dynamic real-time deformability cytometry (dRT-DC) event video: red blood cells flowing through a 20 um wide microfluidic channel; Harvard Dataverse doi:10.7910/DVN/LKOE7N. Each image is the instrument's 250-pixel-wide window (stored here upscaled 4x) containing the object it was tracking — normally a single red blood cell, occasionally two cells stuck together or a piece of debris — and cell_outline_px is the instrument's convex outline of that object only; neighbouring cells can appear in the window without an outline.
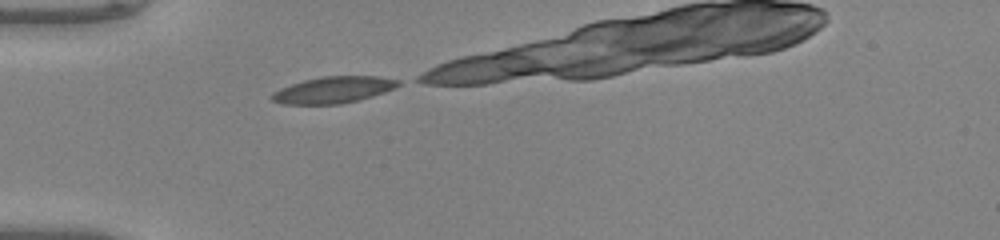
{"species": "common noctule bat (a hibernating species)", "species_latin": "Nyctalus noctula", "temperature_condition": "warm", "stored_images_in_passage": 7, "camera_frame_rate_fps": 3000, "um_per_image_px": 0.085, "animal": {"sex": "male", "body_mass_g": 20.0, "forearm_length_mm": 53.3}, "frame": {"image": 1, "passage_image": 1, "time_ms": 0.0, "image_size_px": [1000, 240], "cell_outline_px": [[400, 84], [396, 88], [372, 96], [340, 104], [280, 104], [272, 100], [268, 96], [272, 92], [280, 88], [304, 80], [324, 76], [376, 76], [400, 80]], "centroid_in_image_um": [28.31, 7.64], "position_along_channel_um": 56.7, "area_um2": 19.54}}
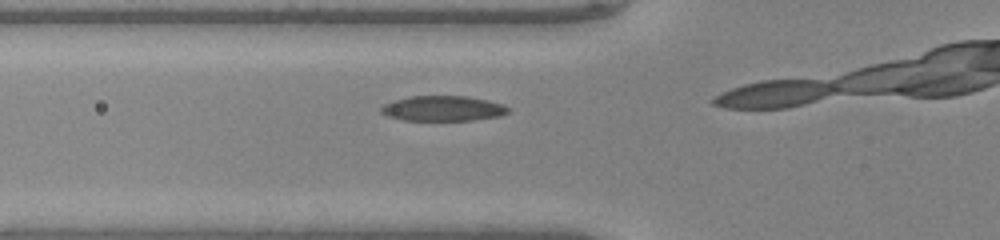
{"frame": {"image": 2, "passage_image": 4, "time_ms": 1.0, "image_size_px": [1000, 240], "cell_outline_px": [[508, 112], [500, 116], [472, 120], [404, 120], [388, 116], [380, 112], [380, 108], [384, 104], [396, 100], [412, 96], [468, 96], [488, 100], [504, 104], [508, 108]], "centroid_in_image_um": [37.67, 9.21], "position_along_channel_um": 88.1, "area_um2": 18.55}}